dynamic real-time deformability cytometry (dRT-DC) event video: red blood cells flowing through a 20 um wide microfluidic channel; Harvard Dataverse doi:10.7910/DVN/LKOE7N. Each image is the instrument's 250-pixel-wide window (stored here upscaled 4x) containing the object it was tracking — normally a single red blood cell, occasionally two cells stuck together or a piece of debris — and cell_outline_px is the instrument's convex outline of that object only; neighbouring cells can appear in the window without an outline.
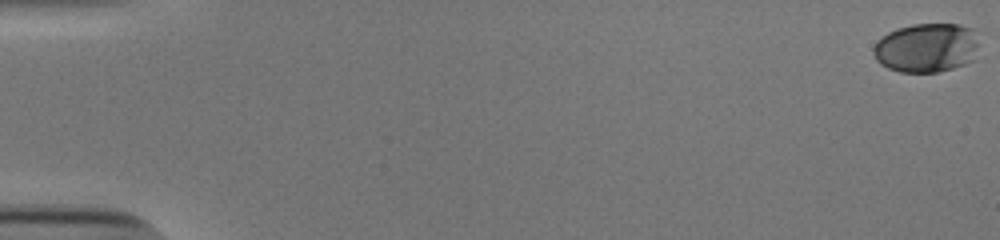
{"species": "human", "species_latin": "Homo sapiens", "temperature_condition": "cold", "stored_images_in_passage": 49, "camera_frame_rate_fps": 3000, "um_per_image_px": 0.085, "donor": {"sex": "male"}, "frame": {"image": 1, "passage_image": 1, "time_ms": 0.0, "image_size_px": [1000, 240], "cell_outline_px": [[976, 44], [972, 60], [964, 64], [952, 68], [936, 72], [900, 72], [888, 68], [880, 64], [876, 60], [872, 52], [872, 48], [888, 32], [896, 28], [912, 24], [960, 24], [972, 28]], "centroid_in_image_um": [78.69, 4.06], "position_along_channel_um": 6.3, "area_um2": 29.94}}
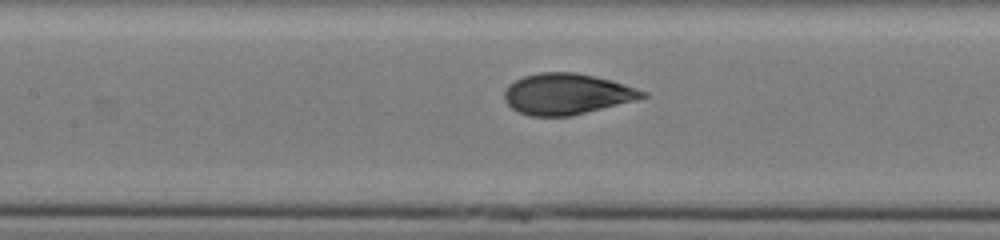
{"frame": {"image": 2, "passage_image": 27, "time_ms": 8.667, "image_size_px": [1000, 240], "cell_outline_px": [[648, 96], [572, 116], [528, 116], [512, 108], [504, 100], [504, 92], [508, 84], [524, 76], [540, 72], [576, 72], [612, 80], [648, 92]], "centroid_in_image_um": [48.15, 7.98], "position_along_channel_um": 159.2, "area_um2": 32.83}}
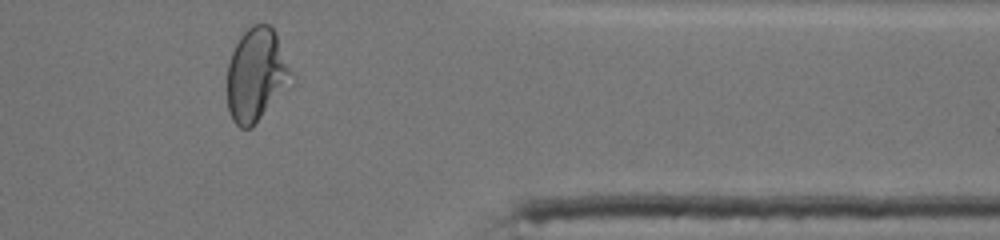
{"frame": {"image": 3, "passage_image": 46, "time_ms": 15.0, "image_size_px": [1000, 240], "cell_outline_px": [[296, 76], [288, 88], [252, 128], [240, 128], [232, 120], [228, 112], [224, 88], [228, 64], [232, 52], [240, 36], [252, 24], [268, 24], [276, 32]], "centroid_in_image_um": [21.79, 6.39], "position_along_channel_um": 389.6, "area_um2": 36.13}, "authors_computed_cell_mechanics": {"area_um2": 32.8304, "velocity_mm_per_s": 3.887, "shape_relaxation_time_tau1_ms": 5.8098, "shape_relaxation_time_tau2_ms": null, "deformation_change_tau1": 0.202, "deformation_change_tau2": null}}